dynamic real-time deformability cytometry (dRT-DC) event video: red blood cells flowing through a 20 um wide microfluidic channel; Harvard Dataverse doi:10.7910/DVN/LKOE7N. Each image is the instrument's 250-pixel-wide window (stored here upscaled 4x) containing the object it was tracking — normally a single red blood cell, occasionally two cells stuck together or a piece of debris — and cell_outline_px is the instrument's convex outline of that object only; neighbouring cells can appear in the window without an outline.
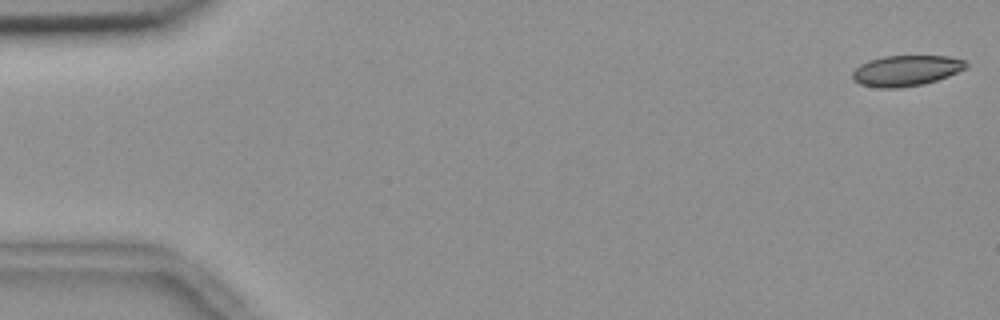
{"species": "common noctule bat (a hibernating species)", "species_latin": "Nyctalus noctula", "temperature_condition": "room temperature", "stored_images_in_passage": 55, "camera_frame_rate_fps": 3000, "um_per_image_px": 0.085, "animal": {"sex": "female", "body_mass_g": 18.4}, "frame": {"image": 1, "passage_image": 1, "time_ms": 0.0, "image_size_px": [1000, 320], "cell_outline_px": [[968, 68], [948, 76], [936, 80], [920, 84], [900, 88], [880, 88], [860, 84], [852, 80], [852, 72], [860, 64], [868, 60], [884, 56], [948, 56], [964, 60], [968, 64]], "centroid_in_image_um": [77.01, 6.0], "position_along_channel_um": 8.0, "area_um2": 20.35}}
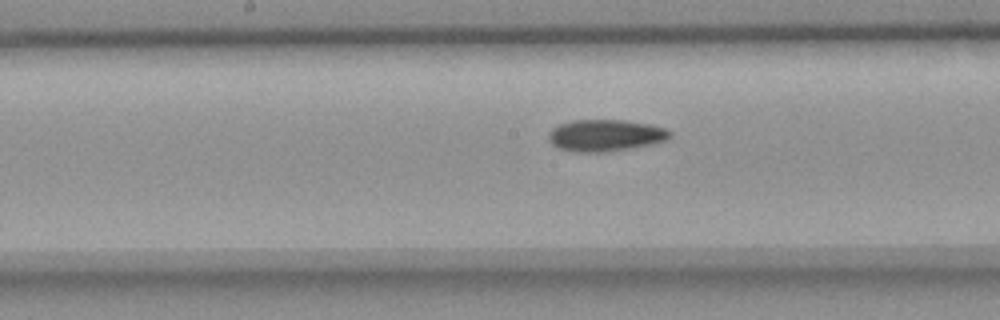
{"frame": {"image": 2, "passage_image": 28, "time_ms": 9.0, "image_size_px": [1000, 320], "cell_outline_px": [[672, 136], [664, 140], [652, 144], [632, 148], [608, 152], [572, 152], [560, 148], [552, 144], [548, 140], [548, 136], [552, 128], [560, 124], [572, 120], [624, 120], [648, 124], [664, 128], [672, 132]], "centroid_in_image_um": [51.44, 11.51], "position_along_channel_um": 196.8, "area_um2": 22.48}}
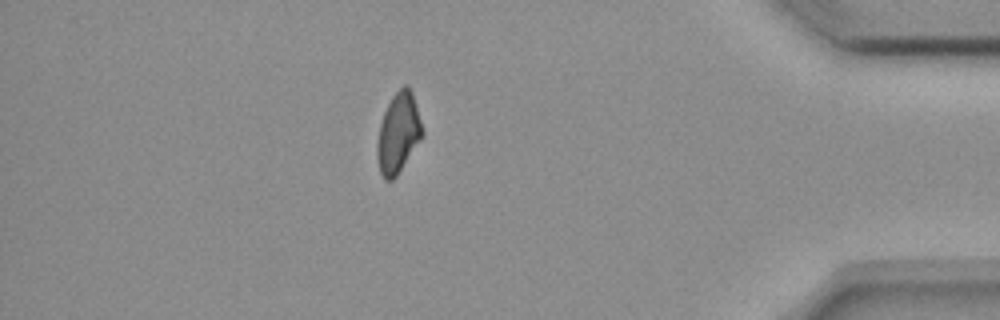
{"frame": {"image": 3, "passage_image": 48, "time_ms": 15.667, "image_size_px": [1000, 320], "cell_outline_px": [[424, 132], [420, 140], [396, 176], [392, 180], [384, 180], [380, 172], [376, 156], [376, 144], [380, 124], [384, 112], [392, 96], [404, 84], [408, 84], [412, 92]], "centroid_in_image_um": [33.84, 11.3], "position_along_channel_um": 401.4, "area_um2": 20.92}, "authors_computed_cell_mechanics": {"area_um2": 21.7328, "velocity_mm_per_s": 3.6851, "shape_relaxation_time_tau1_ms": 9.8507, "shape_relaxation_time_tau2_ms": 8.4853, "deformation_change_tau1": 0.1796, "deformation_change_tau2": 0.1576}}